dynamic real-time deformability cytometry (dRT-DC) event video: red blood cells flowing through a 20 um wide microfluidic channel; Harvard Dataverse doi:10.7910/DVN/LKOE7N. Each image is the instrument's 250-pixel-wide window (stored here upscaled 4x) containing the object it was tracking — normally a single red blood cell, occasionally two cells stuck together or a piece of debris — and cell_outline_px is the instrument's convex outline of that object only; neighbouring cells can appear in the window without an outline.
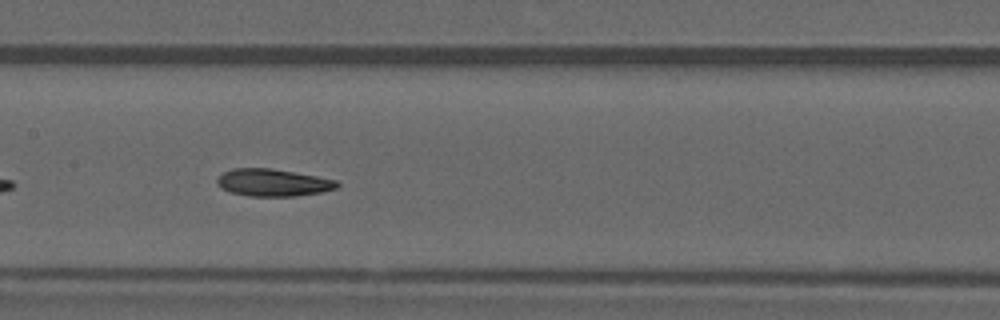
{"species": "common noctule bat (a hibernating species)", "species_latin": "Nyctalus noctula", "temperature_condition": "warm", "stored_images_in_passage": 37, "camera_frame_rate_fps": 3000, "um_per_image_px": 0.085, "animal": {"sex": "male", "forearm_length_mm": 52.5}, "frame": {"image": 1, "passage_image": 11, "time_ms": 3.333, "image_size_px": [1000, 320], "cell_outline_px": [[340, 184], [336, 188], [320, 192], [296, 196], [248, 196], [228, 192], [220, 188], [216, 184], [216, 180], [224, 172], [232, 168], [272, 168], [316, 176], [336, 180]], "centroid_in_image_um": [23.15, 15.52], "position_along_channel_um": 184.2, "area_um2": 19.13}, "authors_computed_cell_mechanics": {"area_um2": 19.1318, "velocity_mm_per_s": 3.9783, "shape_relaxation_time_tau1_ms": 10.9169, "shape_relaxation_time_tau2_ms": 4.023, "deformation_change_tau1": 0.2666, "deformation_change_tau2": 0.1073}}